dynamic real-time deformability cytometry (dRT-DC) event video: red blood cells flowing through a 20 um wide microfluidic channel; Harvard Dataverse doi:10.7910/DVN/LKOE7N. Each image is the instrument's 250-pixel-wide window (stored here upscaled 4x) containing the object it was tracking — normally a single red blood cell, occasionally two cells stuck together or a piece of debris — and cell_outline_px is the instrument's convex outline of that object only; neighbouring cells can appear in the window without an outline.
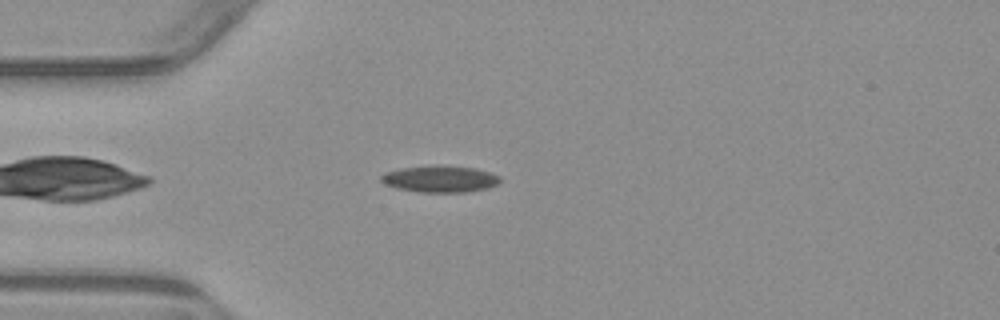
{"species": "common noctule bat (a hibernating species)", "species_latin": "Nyctalus noctula", "temperature_condition": "warm", "stored_images_in_passage": 2, "camera_frame_rate_fps": 3000, "um_per_image_px": 0.085, "animal": {"sex": "male", "body_mass_g": 23.1, "forearm_length_mm": 52.7}, "frame": {"image": 1, "passage_image": 1, "time_ms": 0.0, "image_size_px": [1000, 320], "cell_outline_px": [[500, 180], [496, 184], [488, 188], [468, 192], [420, 192], [396, 188], [384, 184], [380, 180], [380, 176], [384, 172], [400, 168], [432, 164], [444, 164], [476, 168], [500, 176]], "centroid_in_image_um": [37.36, 15.19], "position_along_channel_um": 47.6, "area_um2": 18.9}}